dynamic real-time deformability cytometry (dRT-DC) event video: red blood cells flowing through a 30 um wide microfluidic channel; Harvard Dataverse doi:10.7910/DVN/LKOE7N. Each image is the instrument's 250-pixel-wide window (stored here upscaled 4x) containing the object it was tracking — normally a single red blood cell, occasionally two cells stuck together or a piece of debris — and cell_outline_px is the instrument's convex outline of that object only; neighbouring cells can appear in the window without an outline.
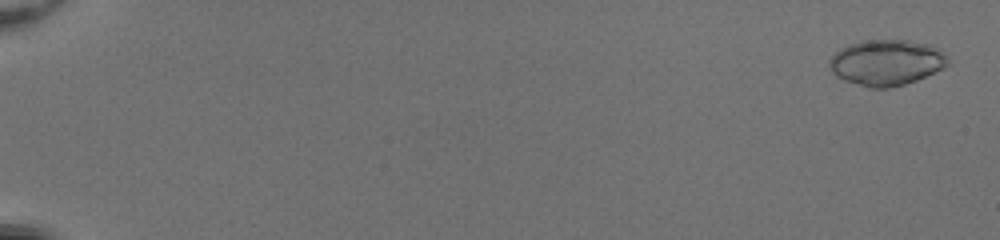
{"species": "common noctule bat (a hibernating species)", "species_latin": "Nyctalus noctula", "temperature_condition": "room temperature", "stored_images_in_passage": 53, "camera_frame_rate_fps": 3000, "um_per_image_px": 0.085, "animal": {"sex": "female", "body_mass_g": 20.0, "forearm_length_mm": 54.0}, "frame": {"image": 1, "passage_image": 2, "time_ms": 0.333, "image_size_px": [1000, 240], "cell_outline_px": [[948, 64], [944, 68], [916, 80], [904, 84], [888, 88], [868, 88], [844, 80], [836, 76], [832, 72], [828, 64], [828, 60], [840, 48], [848, 44], [860, 40], [908, 40], [932, 44], [948, 56]], "centroid_in_image_um": [75.34, 5.3], "position_along_channel_um": 9.7, "area_um2": 31.91}}
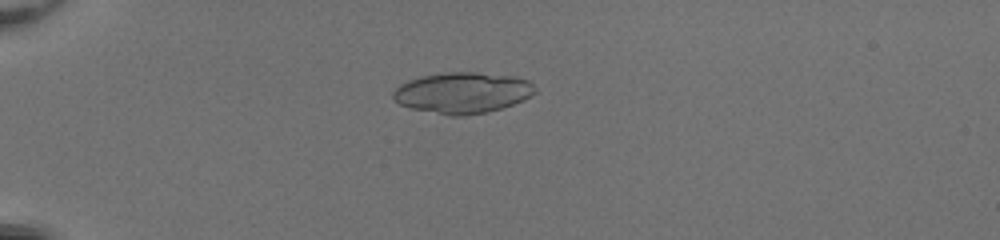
{"frame": {"image": 2, "passage_image": 17, "time_ms": 5.333, "image_size_px": [1000, 240], "cell_outline_px": [[536, 92], [524, 100], [488, 112], [464, 116], [452, 116], [408, 108], [400, 104], [392, 96], [392, 92], [400, 84], [408, 80], [424, 76], [444, 72], [476, 72], [516, 76], [528, 80], [536, 88]], "centroid_in_image_um": [39.32, 7.88], "position_along_channel_um": 45.7, "area_um2": 34.04}}